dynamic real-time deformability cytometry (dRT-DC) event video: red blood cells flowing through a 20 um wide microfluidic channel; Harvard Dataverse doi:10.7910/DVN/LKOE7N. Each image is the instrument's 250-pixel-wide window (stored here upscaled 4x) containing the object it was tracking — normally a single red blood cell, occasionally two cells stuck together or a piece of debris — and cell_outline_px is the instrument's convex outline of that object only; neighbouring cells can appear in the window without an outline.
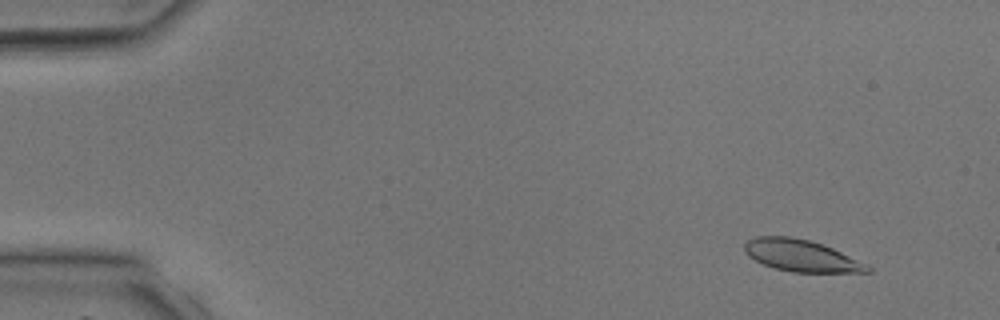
{"species": "common noctule bat (a hibernating species)", "species_latin": "Nyctalus noctula", "temperature_condition": "room temperature", "stored_images_in_passage": 4, "camera_frame_rate_fps": 3000, "um_per_image_px": 0.085, "animal": {"sex": "male", "body_mass_g": 17.9, "forearm_length_mm": 54.2}, "frame": {"image": 1, "passage_image": 1, "time_ms": 0.0, "image_size_px": [1000, 320], "cell_outline_px": [[872, 272], [792, 272], [776, 268], [764, 264], [748, 256], [744, 252], [744, 244], [748, 240], [756, 236], [788, 236], [808, 240], [832, 248], [868, 264], [872, 268]], "centroid_in_image_um": [68.1, 21.73], "position_along_channel_um": 16.9, "area_um2": 22.6}}